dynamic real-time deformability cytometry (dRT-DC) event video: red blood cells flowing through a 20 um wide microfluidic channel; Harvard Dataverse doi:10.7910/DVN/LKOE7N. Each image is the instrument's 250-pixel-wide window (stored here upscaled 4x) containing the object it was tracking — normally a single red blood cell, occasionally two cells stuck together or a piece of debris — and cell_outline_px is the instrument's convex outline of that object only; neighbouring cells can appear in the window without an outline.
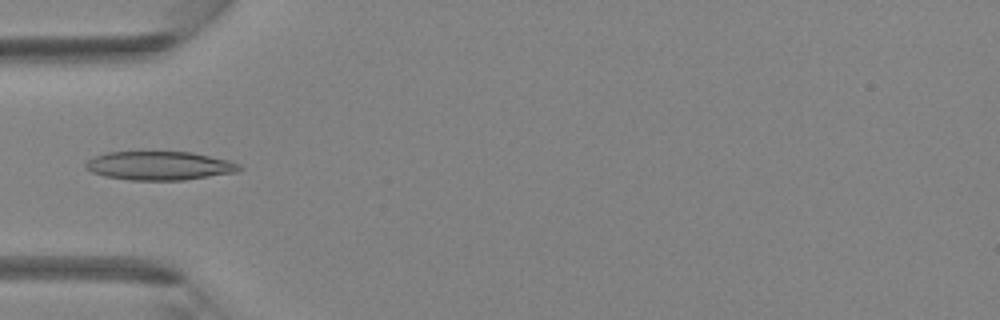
{"species": "Egyptian fruit bat (a non-hibernating species)", "species_latin": "Rousettus aegyptiacus", "temperature_condition": "room temperature", "stored_images_in_passage": 45, "camera_frame_rate_fps": 3000, "um_per_image_px": 0.085, "animal": {"sex": "female"}, "frame": {"image": 1, "passage_image": 15, "time_ms": 4.667, "image_size_px": [1000, 320], "cell_outline_px": [[244, 168], [240, 172], [184, 180], [128, 180], [104, 176], [92, 172], [84, 168], [84, 164], [92, 156], [108, 152], [192, 152], [228, 160], [240, 164]], "centroid_in_image_um": [13.57, 14.09], "position_along_channel_um": 71.4, "area_um2": 26.01}}
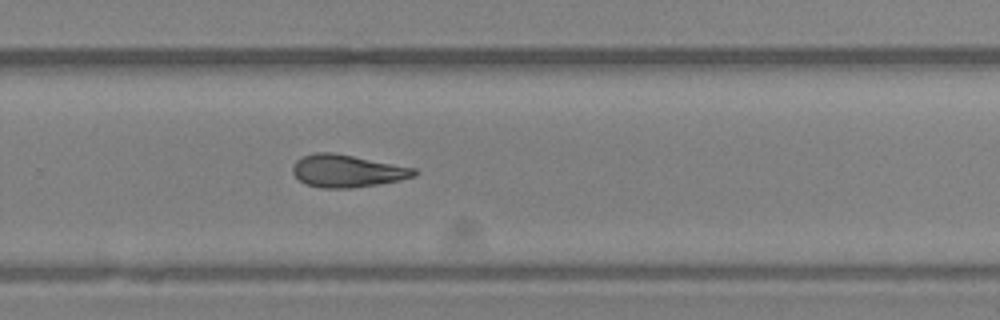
{"frame": {"image": 2, "passage_image": 30, "time_ms": 9.667, "image_size_px": [1000, 320], "cell_outline_px": [[420, 172], [416, 176], [400, 180], [352, 188], [320, 188], [304, 184], [292, 172], [292, 168], [296, 160], [304, 156], [316, 152], [332, 152], [416, 168]], "centroid_in_image_um": [29.52, 14.54], "position_along_channel_um": 300.3, "area_um2": 23.0}}
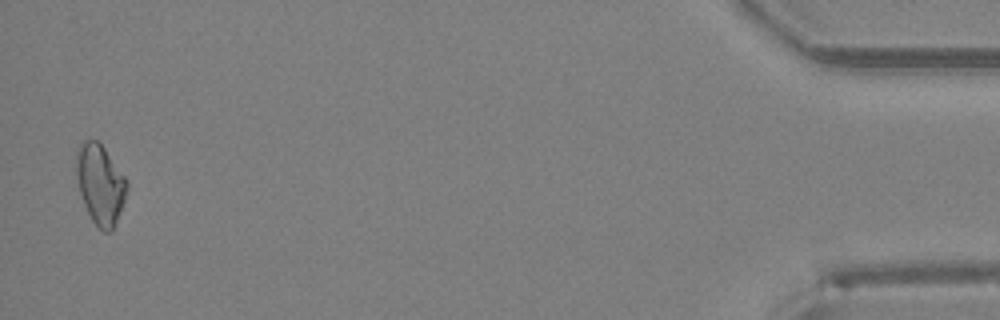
{"frame": {"image": 3, "passage_image": 44, "time_ms": 14.333, "image_size_px": [1000, 320], "cell_outline_px": [[128, 188], [124, 200], [112, 232], [104, 232], [92, 220], [84, 204], [80, 192], [76, 172], [76, 152], [80, 144], [84, 140], [96, 140], [104, 148], [124, 176], [128, 184]], "centroid_in_image_um": [8.51, 15.66], "position_along_channel_um": 426.7, "area_um2": 23.12}}